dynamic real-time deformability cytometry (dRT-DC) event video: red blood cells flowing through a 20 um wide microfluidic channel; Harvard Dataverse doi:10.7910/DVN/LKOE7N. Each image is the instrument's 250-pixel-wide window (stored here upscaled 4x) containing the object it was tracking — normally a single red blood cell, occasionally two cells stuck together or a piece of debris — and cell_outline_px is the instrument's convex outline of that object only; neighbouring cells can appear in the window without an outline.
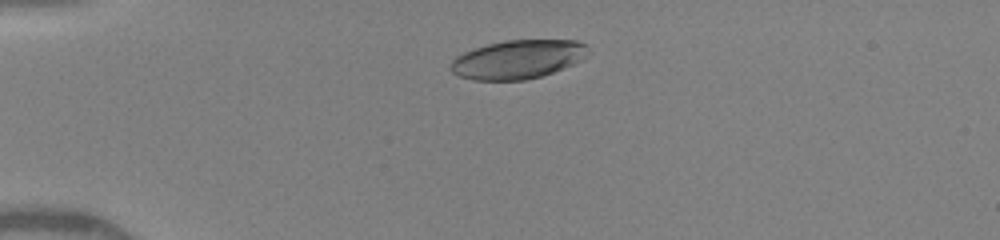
{"species": "human", "species_latin": "Homo sapiens", "temperature_condition": "warm", "stored_images_in_passage": 9, "camera_frame_rate_fps": 3000, "um_per_image_px": 0.085, "donor": {"sex": "female"}, "frame": {"image": 1, "passage_image": 3, "time_ms": 2.0, "image_size_px": [1000, 240], "cell_outline_px": [[588, 44], [576, 60], [572, 64], [552, 72], [540, 76], [524, 80], [472, 80], [460, 76], [452, 72], [448, 68], [452, 60], [456, 56], [472, 48], [504, 40], [576, 40]], "centroid_in_image_um": [43.88, 5.04], "position_along_channel_um": 41.1, "area_um2": 30.52}}
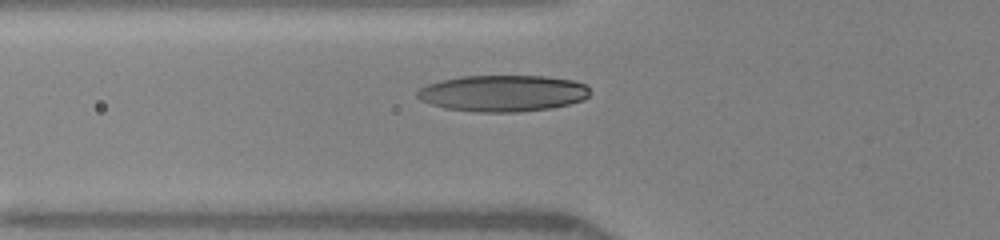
{"frame": {"image": 2, "passage_image": 8, "time_ms": 4.0, "image_size_px": [1000, 240], "cell_outline_px": [[592, 92], [584, 100], [552, 108], [516, 112], [476, 112], [444, 108], [420, 100], [416, 96], [416, 92], [420, 88], [428, 84], [440, 80], [460, 76], [544, 76], [572, 80], [584, 84]], "centroid_in_image_um": [42.73, 7.93], "position_along_channel_um": 83.1, "area_um2": 36.82}}